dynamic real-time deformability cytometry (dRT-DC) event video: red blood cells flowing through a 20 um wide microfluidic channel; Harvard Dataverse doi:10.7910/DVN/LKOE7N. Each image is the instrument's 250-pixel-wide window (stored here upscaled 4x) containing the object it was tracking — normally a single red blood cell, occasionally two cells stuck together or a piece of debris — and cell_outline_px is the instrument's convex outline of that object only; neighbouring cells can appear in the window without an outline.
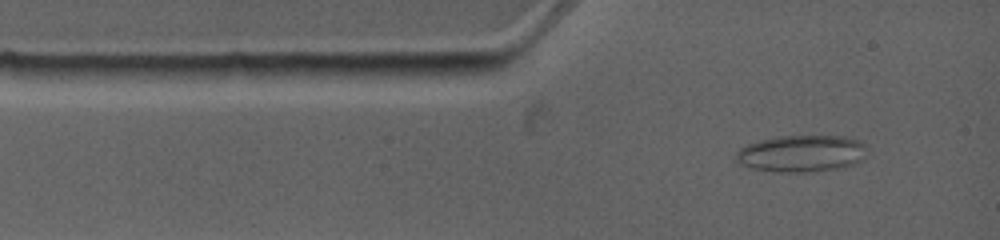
{"species": "common noctule bat (a hibernating species)", "species_latin": "Nyctalus noctula", "temperature_condition": "warm", "stored_images_in_passage": 14, "camera_frame_rate_fps": 4500, "um_per_image_px": 0.085, "animal": {"sex": "female", "body_mass_g": 19.0, "forearm_length_mm": 53.3}, "frame": {"image": 1, "passage_image": 1, "time_ms": 0.0, "image_size_px": [1000, 240], "cell_outline_px": [[864, 144], [860, 160], [852, 164], [840, 168], [808, 172], [780, 172], [752, 168], [736, 160], [736, 152], [740, 148], [748, 144], [760, 140], [780, 136], [844, 136], [860, 140]], "centroid_in_image_um": [68.09, 13.04], "position_along_channel_um": 16.9, "area_um2": 27.63}}
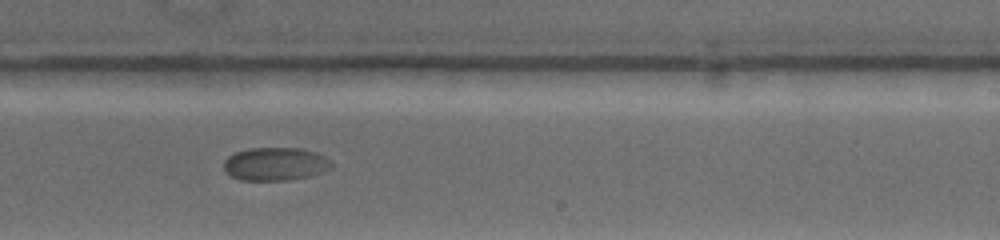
{"frame": {"image": 2, "passage_image": 8, "time_ms": 7.333, "image_size_px": [1000, 240], "cell_outline_px": [[332, 168], [308, 176], [288, 180], [240, 180], [224, 172], [224, 160], [228, 156], [236, 152], [248, 148], [300, 148], [316, 152], [332, 160]], "centroid_in_image_um": [23.39, 13.93], "position_along_channel_um": 265.6, "area_um2": 20.87}}
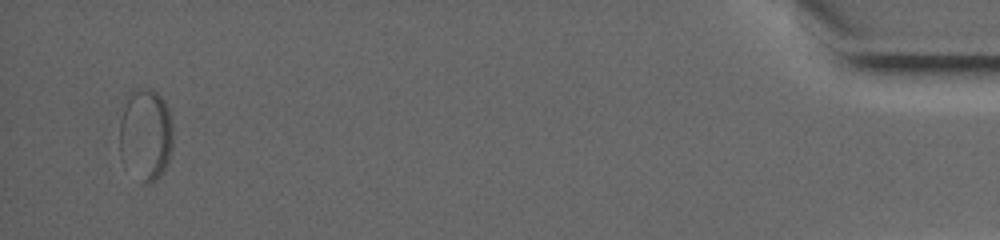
{"frame": {"image": 3, "passage_image": 14, "time_ms": 15.333, "image_size_px": [1000, 240], "cell_outline_px": [[172, 148], [168, 160], [164, 168], [156, 180], [148, 184], [144, 184], [120, 156], [120, 120], [128, 96], [136, 88], [152, 88], [164, 100], [168, 108], [172, 128]], "centroid_in_image_um": [12.39, 11.4], "position_along_channel_um": 422.8, "area_um2": 28.26}, "authors_computed_cell_mechanics": {"area_um2": 21.3282, "velocity_mm_per_s": 3.6537, "shape_relaxation_time_tau1_ms": 2.8083, "shape_relaxation_time_tau2_ms": null, "deformation_change_tau1": 0.0531, "deformation_change_tau2": null}}